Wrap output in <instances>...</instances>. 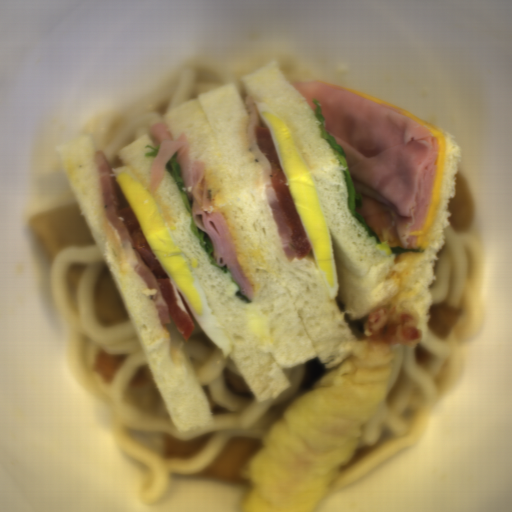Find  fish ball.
Instances as JSON below:
<instances>
[{
    "label": "fish ball",
    "mask_w": 512,
    "mask_h": 512,
    "mask_svg": "<svg viewBox=\"0 0 512 512\" xmlns=\"http://www.w3.org/2000/svg\"><path fill=\"white\" fill-rule=\"evenodd\" d=\"M263 439L231 438L213 461L205 468V479L245 485L241 471L249 458L261 446Z\"/></svg>",
    "instance_id": "obj_1"
},
{
    "label": "fish ball",
    "mask_w": 512,
    "mask_h": 512,
    "mask_svg": "<svg viewBox=\"0 0 512 512\" xmlns=\"http://www.w3.org/2000/svg\"><path fill=\"white\" fill-rule=\"evenodd\" d=\"M208 436L209 434L200 439L179 441L167 435L165 441L166 457L188 458L201 450Z\"/></svg>",
    "instance_id": "obj_2"
}]
</instances>
